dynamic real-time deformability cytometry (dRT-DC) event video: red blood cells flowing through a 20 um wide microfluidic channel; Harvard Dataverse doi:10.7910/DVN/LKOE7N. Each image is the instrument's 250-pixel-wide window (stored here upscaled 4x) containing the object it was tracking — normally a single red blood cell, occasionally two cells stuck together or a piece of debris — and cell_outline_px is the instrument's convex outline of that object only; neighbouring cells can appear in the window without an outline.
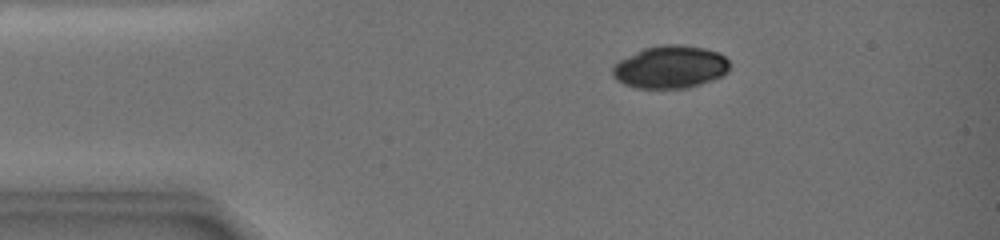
{"species": "common noctule bat (a hibernating species)", "species_latin": "Nyctalus noctula", "temperature_condition": "warm", "stored_images_in_passage": 22, "camera_frame_rate_fps": 3000, "um_per_image_px": 0.085, "animal": {"sex": "female", "body_mass_g": 19.0, "forearm_length_mm": 51.5}, "frame": {"image": 1, "passage_image": 1, "time_ms": 0.0, "image_size_px": [1000, 240], "cell_outline_px": [[728, 72], [712, 80], [688, 88], [636, 88], [624, 84], [616, 80], [612, 76], [612, 68], [620, 60], [644, 48], [660, 44], [684, 44], [704, 48], [720, 52], [728, 60]], "centroid_in_image_um": [56.98, 5.69], "position_along_channel_um": 28.0, "area_um2": 29.19}}
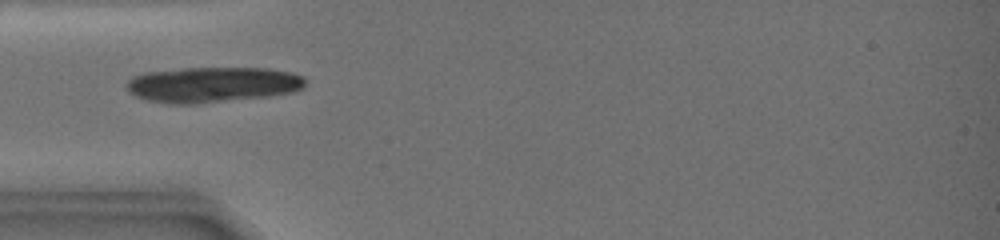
{"frame": {"image": 2, "passage_image": 16, "time_ms": 2.667, "image_size_px": [1000, 240], "cell_outline_px": [[304, 88], [296, 92], [268, 96], [196, 104], [168, 104], [144, 100], [136, 96], [124, 84], [128, 80], [144, 72], [188, 68], [264, 68], [288, 72], [300, 76], [304, 80]], "centroid_in_image_um": [18.03, 7.2], "position_along_channel_um": 67.0, "area_um2": 36.88}}